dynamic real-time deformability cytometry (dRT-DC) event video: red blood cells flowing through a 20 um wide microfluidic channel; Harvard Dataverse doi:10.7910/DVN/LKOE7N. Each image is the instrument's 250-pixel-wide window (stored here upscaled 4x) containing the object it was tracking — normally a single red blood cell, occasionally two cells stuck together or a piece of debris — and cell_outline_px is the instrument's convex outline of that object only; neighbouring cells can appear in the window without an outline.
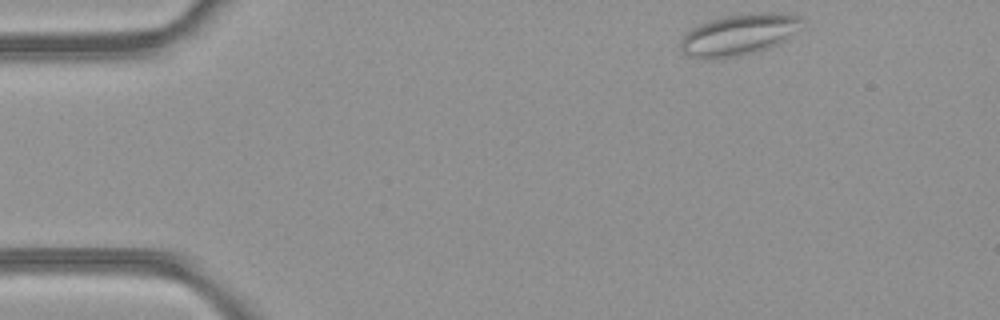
{"species": "common noctule bat (a hibernating species)", "species_latin": "Nyctalus noctula", "temperature_condition": "room temperature", "stored_images_in_passage": 44, "camera_frame_rate_fps": 3000, "um_per_image_px": 0.085, "animal": {"sex": "female", "body_mass_g": 21.9}, "frame": {"image": 1, "passage_image": 1, "time_ms": 0.0, "image_size_px": [1000, 320], "cell_outline_px": [[804, 28], [776, 44], [756, 52], [716, 60], [688, 56], [680, 48], [680, 40], [692, 28], [700, 24], [724, 16], [752, 12], [772, 12], [800, 16], [804, 20]], "centroid_in_image_um": [62.85, 2.94], "position_along_channel_um": 22.2, "area_um2": 29.3}}
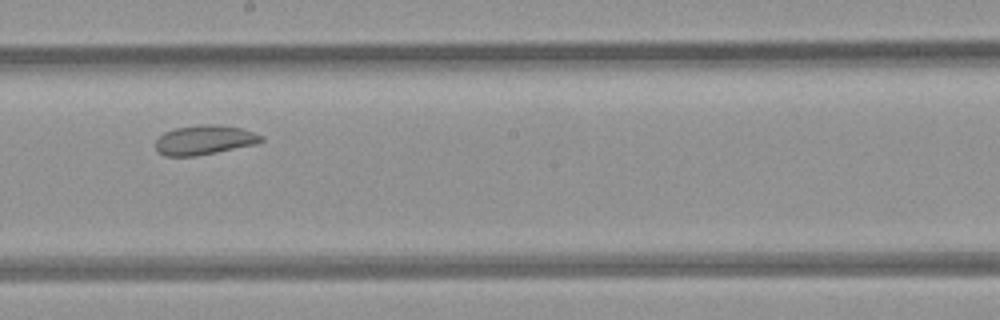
{"frame": {"image": 2, "passage_image": 22, "time_ms": 7.0, "image_size_px": [1000, 320], "cell_outline_px": [[264, 140], [256, 144], [196, 156], [164, 156], [156, 152], [156, 140], [164, 132], [176, 128], [200, 124], [216, 124], [240, 128], [264, 136]], "centroid_in_image_um": [17.35, 11.9], "position_along_channel_um": 230.8, "area_um2": 18.15}}
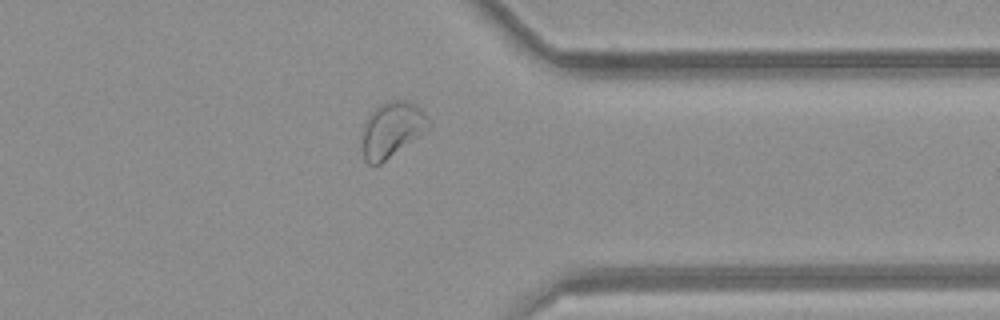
{"frame": {"image": 3, "passage_image": 33, "time_ms": 10.667, "image_size_px": [1000, 320], "cell_outline_px": [[432, 124], [428, 132], [380, 164], [368, 164], [364, 160], [364, 124], [368, 116], [380, 104], [392, 100], [404, 100], [420, 108], [432, 120]], "centroid_in_image_um": [33.4, 11.02], "position_along_channel_um": 378.0, "area_um2": 21.5}, "authors_computed_cell_mechanics": {"area_um2": 22.831, "velocity_mm_per_s": 4.2182, "shape_relaxation_time_tau1_ms": null, "shape_relaxation_time_tau2_ms": 1.3675, "deformation_change_tau1": null, "deformation_change_tau2": 0.0526}}